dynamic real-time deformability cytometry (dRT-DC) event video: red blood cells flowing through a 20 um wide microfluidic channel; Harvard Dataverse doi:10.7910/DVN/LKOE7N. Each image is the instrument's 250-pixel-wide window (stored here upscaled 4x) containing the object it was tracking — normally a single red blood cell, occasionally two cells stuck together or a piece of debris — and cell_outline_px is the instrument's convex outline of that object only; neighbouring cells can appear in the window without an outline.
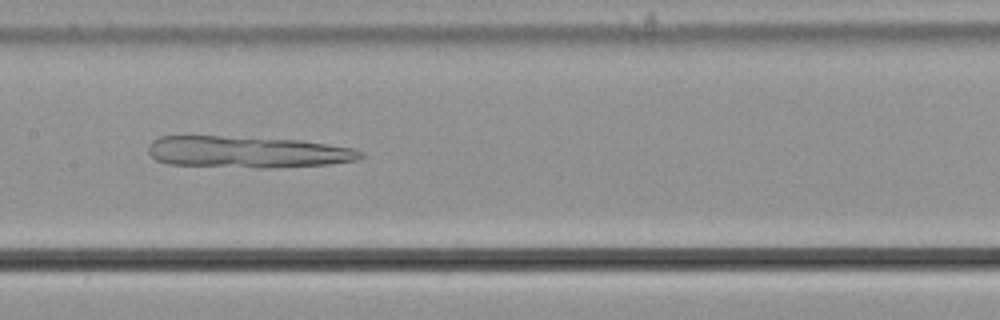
{"species": "common noctule bat (a hibernating species)", "species_latin": "Nyctalus noctula", "temperature_condition": "cold", "stored_images_in_passage": 56, "camera_frame_rate_fps": 3000, "um_per_image_px": 0.085, "animal": {"sex": "male", "body_mass_g": 21.5, "forearm_length_mm": 52.0}, "frame": {"image": 1, "passage_image": 28, "time_ms": 9.0, "image_size_px": [1000, 320], "cell_outline_px": [[364, 156], [360, 160], [332, 164], [268, 168], [256, 168], [168, 164], [156, 160], [148, 152], [148, 148], [152, 140], [160, 136], [220, 136], [300, 140], [352, 148], [364, 152]], "centroid_in_image_um": [21.05, 12.93], "position_along_channel_um": 186.3, "area_um2": 39.3}}
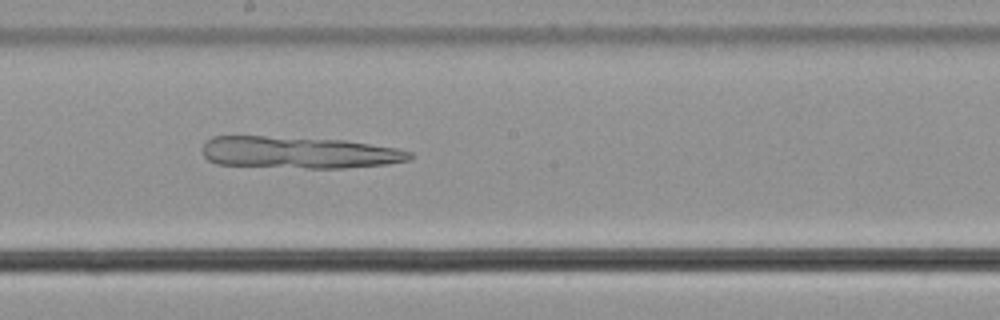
{"frame": {"image": 2, "passage_image": 31, "time_ms": 10.0, "image_size_px": [1000, 320], "cell_outline_px": [[412, 156], [408, 160], [388, 164], [344, 168], [304, 168], [216, 164], [208, 160], [204, 156], [200, 148], [212, 136], [264, 136], [344, 140], [396, 148], [412, 152]], "centroid_in_image_um": [25.37, 12.96], "position_along_channel_um": 222.8, "area_um2": 38.55}}
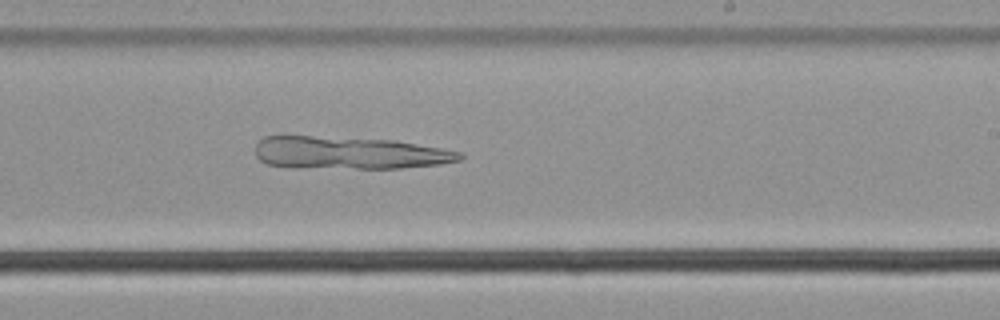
{"frame": {"image": 3, "passage_image": 34, "time_ms": 11.0, "image_size_px": [1000, 320], "cell_outline_px": [[464, 156], [460, 160], [440, 164], [400, 168], [296, 168], [268, 164], [260, 160], [256, 156], [256, 144], [264, 136], [312, 136], [396, 140], [440, 148], [460, 152]], "centroid_in_image_um": [29.66, 13.0], "position_along_channel_um": 259.3, "area_um2": 38.78}}